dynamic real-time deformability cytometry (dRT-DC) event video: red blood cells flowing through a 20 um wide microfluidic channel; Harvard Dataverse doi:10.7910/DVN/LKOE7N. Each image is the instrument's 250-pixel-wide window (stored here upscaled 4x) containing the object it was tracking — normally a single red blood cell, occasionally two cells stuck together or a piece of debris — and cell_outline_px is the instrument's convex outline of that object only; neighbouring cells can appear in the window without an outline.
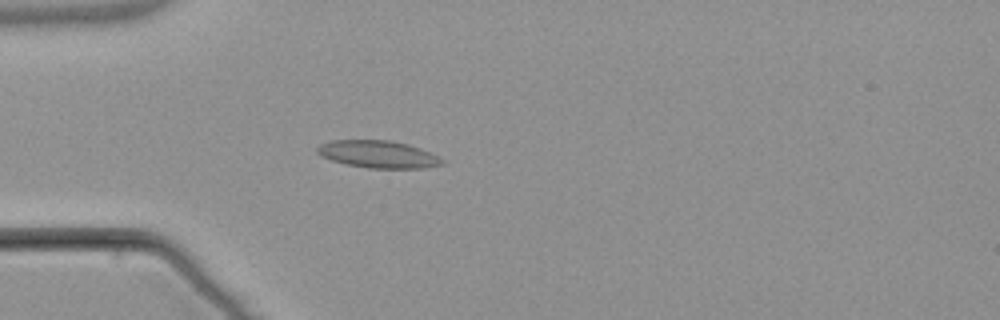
{"species": "common noctule bat (a hibernating species)", "species_latin": "Nyctalus noctula", "temperature_condition": "warm", "stored_images_in_passage": 5, "camera_frame_rate_fps": 3000, "um_per_image_px": 0.085, "animal": {"sex": "male", "body_mass_g": 21.5, "forearm_length_mm": 52.0}, "frame": {"image": 1, "passage_image": 5, "time_ms": 5.0, "image_size_px": [1000, 320], "cell_outline_px": [[444, 164], [424, 168], [368, 168], [348, 164], [332, 160], [320, 156], [316, 152], [316, 148], [320, 144], [332, 140], [392, 140], [408, 144], [420, 148], [444, 160]], "centroid_in_image_um": [32.12, 13.1], "position_along_channel_um": 52.9, "area_um2": 19.83}}